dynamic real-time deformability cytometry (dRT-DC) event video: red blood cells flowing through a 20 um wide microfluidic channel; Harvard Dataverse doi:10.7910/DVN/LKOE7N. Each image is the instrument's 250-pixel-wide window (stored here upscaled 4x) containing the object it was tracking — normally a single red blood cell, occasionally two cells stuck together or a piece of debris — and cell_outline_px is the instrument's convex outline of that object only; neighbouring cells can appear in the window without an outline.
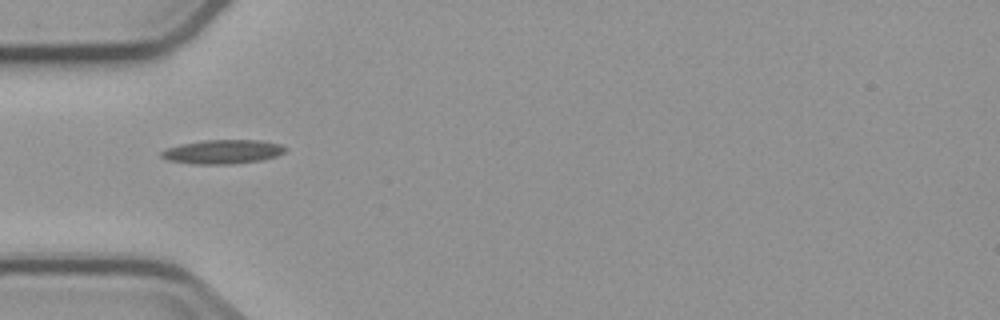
{"species": "common noctule bat (a hibernating species)", "species_latin": "Nyctalus noctula", "temperature_condition": "cold", "stored_images_in_passage": 2, "camera_frame_rate_fps": 3000, "um_per_image_px": 0.085, "animal": {"sex": "male", "body_mass_g": 23.1, "forearm_length_mm": 52.7}, "frame": {"image": 1, "passage_image": 1, "time_ms": 0.0, "image_size_px": [1000, 320], "cell_outline_px": [[288, 148], [284, 152], [276, 156], [264, 160], [228, 164], [192, 164], [168, 160], [160, 156], [160, 152], [168, 148], [180, 144], [204, 140], [260, 140], [280, 144]], "centroid_in_image_um": [18.94, 12.9], "position_along_channel_um": 66.1, "area_um2": 17.4}}
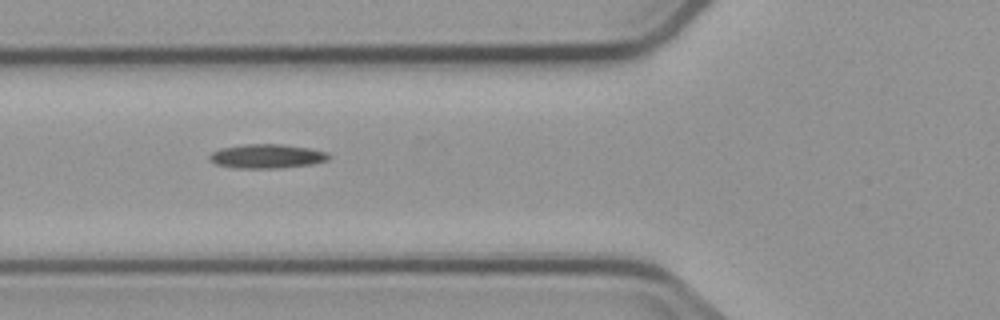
{"frame": {"image": 2, "passage_image": 2, "time_ms": 1.0, "image_size_px": [1000, 320], "cell_outline_px": [[332, 156], [328, 160], [312, 164], [276, 168], [232, 168], [216, 164], [208, 156], [212, 152], [220, 148], [244, 144], [280, 144], [308, 148], [328, 152]], "centroid_in_image_um": [22.69, 13.28], "position_along_channel_um": 103.1, "area_um2": 16.76}}